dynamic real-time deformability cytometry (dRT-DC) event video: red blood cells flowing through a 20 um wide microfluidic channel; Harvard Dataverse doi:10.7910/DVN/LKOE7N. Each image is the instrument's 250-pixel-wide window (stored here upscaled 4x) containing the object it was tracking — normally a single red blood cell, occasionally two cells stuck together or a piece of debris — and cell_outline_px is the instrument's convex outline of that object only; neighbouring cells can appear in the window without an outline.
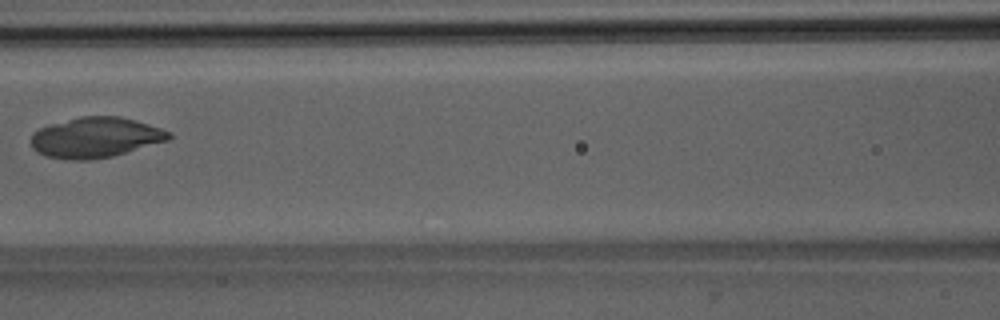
{"species": "Egyptian fruit bat (a non-hibernating species)", "species_latin": "Rousettus aegyptiacus", "temperature_condition": "room temperature", "stored_images_in_passage": 3, "camera_frame_rate_fps": 3000, "um_per_image_px": 0.085, "animal": {"sex": "male"}, "frame": {"image": 1, "passage_image": 3, "time_ms": 2.333, "image_size_px": [1000, 320], "cell_outline_px": [[172, 136], [168, 140], [112, 156], [92, 160], [72, 160], [44, 156], [36, 152], [32, 148], [32, 132], [48, 124], [80, 116], [120, 116], [148, 124], [172, 132]], "centroid_in_image_um": [8.08, 11.68], "position_along_channel_um": 158.5, "area_um2": 32.48}}